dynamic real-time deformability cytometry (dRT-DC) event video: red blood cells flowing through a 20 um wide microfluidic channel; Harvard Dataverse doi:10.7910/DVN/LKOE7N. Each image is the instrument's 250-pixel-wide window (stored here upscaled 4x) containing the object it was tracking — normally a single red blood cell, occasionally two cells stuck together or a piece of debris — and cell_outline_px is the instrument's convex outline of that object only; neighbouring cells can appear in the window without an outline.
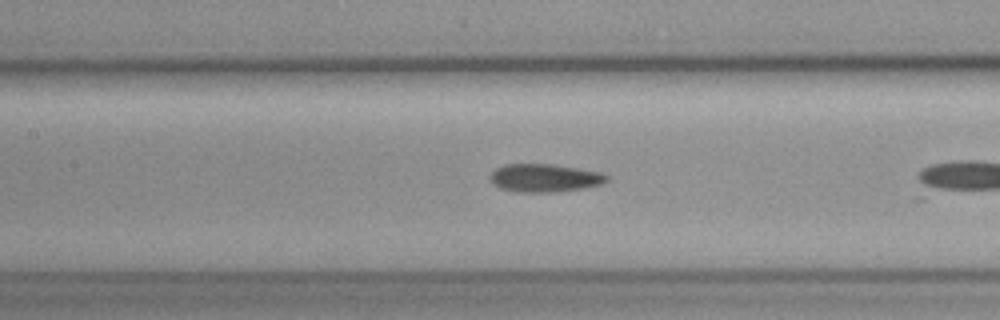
{"species": "common noctule bat (a hibernating species)", "species_latin": "Nyctalus noctula", "temperature_condition": "cold", "stored_images_in_passage": 11, "camera_frame_rate_fps": 3000, "um_per_image_px": 0.085, "animal": {"sex": "female", "body_mass_g": 19.3, "forearm_length_mm": 54.1}, "frame": {"image": 1, "passage_image": 10, "time_ms": 3.0, "image_size_px": [1000, 320], "cell_outline_px": [[608, 180], [600, 184], [584, 188], [552, 192], [520, 192], [504, 188], [492, 184], [492, 172], [496, 168], [504, 164], [552, 164], [600, 172], [608, 176]], "centroid_in_image_um": [46.31, 15.12], "position_along_channel_um": 161.1, "area_um2": 18.73}}